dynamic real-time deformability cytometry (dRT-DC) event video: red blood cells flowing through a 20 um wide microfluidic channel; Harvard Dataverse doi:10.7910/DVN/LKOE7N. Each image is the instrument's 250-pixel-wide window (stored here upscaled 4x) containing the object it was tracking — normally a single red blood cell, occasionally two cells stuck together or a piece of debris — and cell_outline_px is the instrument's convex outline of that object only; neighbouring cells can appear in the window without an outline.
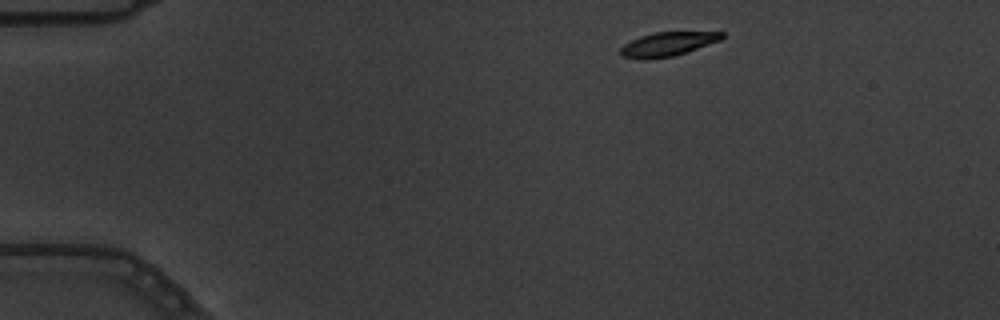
{"species": "common noctule bat (a hibernating species)", "species_latin": "Nyctalus noctula", "temperature_condition": "warm", "stored_images_in_passage": 4, "camera_frame_rate_fps": 3000, "um_per_image_px": 0.085, "animal": {"sex": "male", "body_mass_g": 19.5, "forearm_length_mm": 54.6}, "frame": {"image": 1, "passage_image": 1, "time_ms": 0.0, "image_size_px": [1000, 320], "cell_outline_px": [[724, 36], [720, 40], [672, 56], [648, 60], [644, 60], [620, 56], [620, 48], [624, 44], [640, 36], [656, 32], [724, 32]], "centroid_in_image_um": [56.69, 3.75], "position_along_channel_um": 28.3, "area_um2": 13.99}}
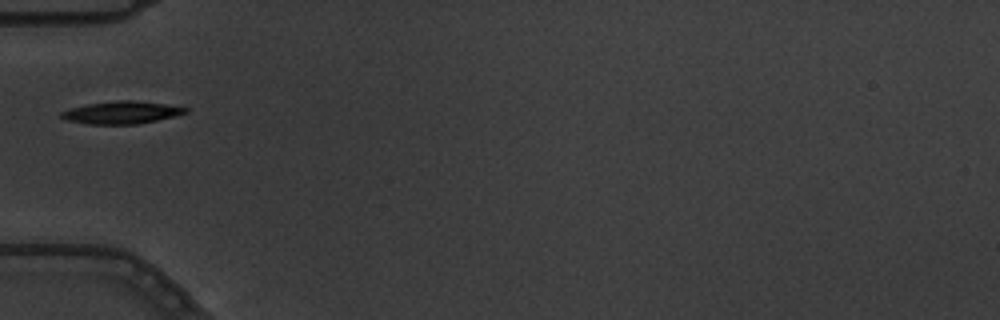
{"frame": {"image": 2, "passage_image": 4, "time_ms": 1.0, "image_size_px": [1000, 320], "cell_outline_px": [[188, 112], [156, 120], [136, 124], [88, 124], [68, 120], [60, 116], [60, 112], [68, 108], [88, 104], [116, 100], [136, 100], [168, 104], [188, 108]], "centroid_in_image_um": [10.32, 9.55], "position_along_channel_um": 74.7, "area_um2": 16.24}}